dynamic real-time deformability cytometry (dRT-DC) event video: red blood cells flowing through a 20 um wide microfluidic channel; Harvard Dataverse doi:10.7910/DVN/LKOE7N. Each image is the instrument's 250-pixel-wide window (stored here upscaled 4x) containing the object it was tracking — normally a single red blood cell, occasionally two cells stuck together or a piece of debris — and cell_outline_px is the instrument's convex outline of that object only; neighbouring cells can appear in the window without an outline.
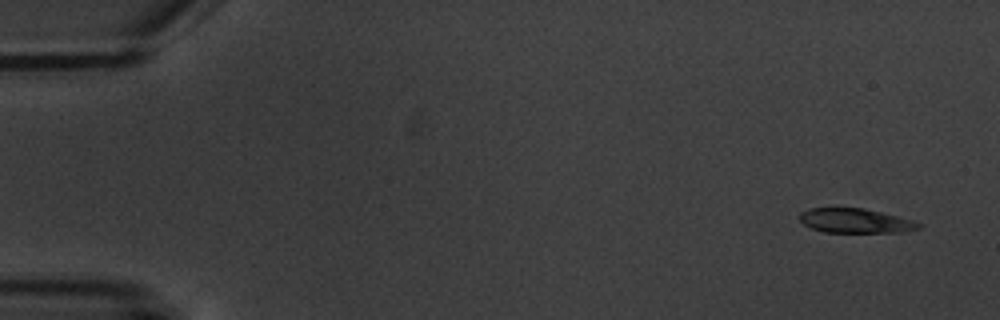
{"species": "common noctule bat (a hibernating species)", "species_latin": "Nyctalus noctula", "temperature_condition": "warm", "stored_images_in_passage": 5, "camera_frame_rate_fps": 3000, "um_per_image_px": 0.085, "animal": {"sex": "male", "body_mass_g": 20.1, "forearm_length_mm": 53.5}, "frame": {"image": 1, "passage_image": 1, "time_ms": 0.0, "image_size_px": [1000, 320], "cell_outline_px": [[924, 224], [920, 228], [904, 232], [824, 232], [812, 228], [804, 224], [800, 220], [800, 212], [808, 208], [864, 208], [912, 220]], "centroid_in_image_um": [72.71, 18.77], "position_along_channel_um": 12.3, "area_um2": 16.88}}
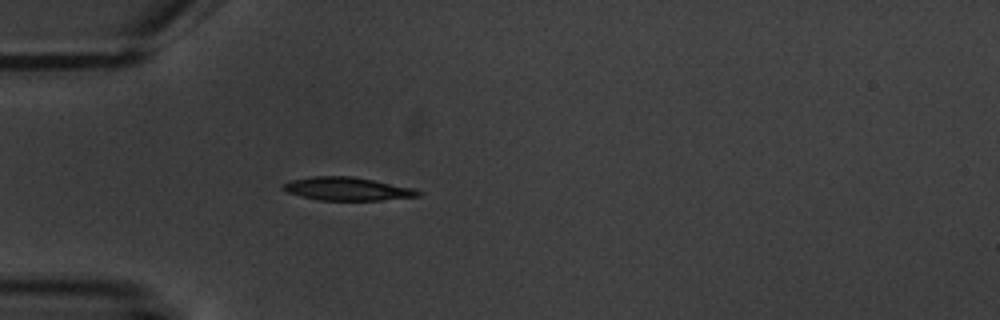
{"frame": {"image": 2, "passage_image": 5, "time_ms": 4.667, "image_size_px": [1000, 320], "cell_outline_px": [[424, 192], [420, 196], [380, 200], [320, 200], [300, 196], [288, 192], [280, 188], [280, 184], [292, 180], [312, 176], [352, 176], [416, 188]], "centroid_in_image_um": [29.53, 16.05], "position_along_channel_um": 55.5, "area_um2": 18.44}}